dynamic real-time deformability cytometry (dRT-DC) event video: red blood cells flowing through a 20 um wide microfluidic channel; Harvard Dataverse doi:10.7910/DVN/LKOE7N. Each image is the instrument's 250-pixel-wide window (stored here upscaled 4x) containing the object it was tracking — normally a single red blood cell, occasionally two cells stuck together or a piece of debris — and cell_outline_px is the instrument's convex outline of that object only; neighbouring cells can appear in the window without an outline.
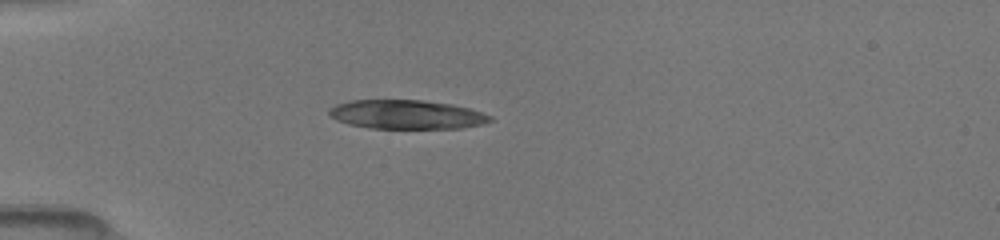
{"species": "common noctule bat (a hibernating species)", "species_latin": "Nyctalus noctula", "temperature_condition": "room temperature", "stored_images_in_passage": 33, "camera_frame_rate_fps": 3000, "um_per_image_px": 0.085, "animal": {"sex": "female", "body_mass_g": 19.5, "forearm_length_mm": 54.1}, "frame": {"image": 1, "passage_image": 1, "time_ms": 0.0, "image_size_px": [1000, 240], "cell_outline_px": [[492, 120], [480, 124], [460, 128], [372, 128], [348, 124], [336, 120], [328, 116], [328, 108], [336, 104], [348, 100], [424, 100], [452, 104], [468, 108], [492, 116]], "centroid_in_image_um": [34.49, 9.72], "position_along_channel_um": 50.5, "area_um2": 27.22}}